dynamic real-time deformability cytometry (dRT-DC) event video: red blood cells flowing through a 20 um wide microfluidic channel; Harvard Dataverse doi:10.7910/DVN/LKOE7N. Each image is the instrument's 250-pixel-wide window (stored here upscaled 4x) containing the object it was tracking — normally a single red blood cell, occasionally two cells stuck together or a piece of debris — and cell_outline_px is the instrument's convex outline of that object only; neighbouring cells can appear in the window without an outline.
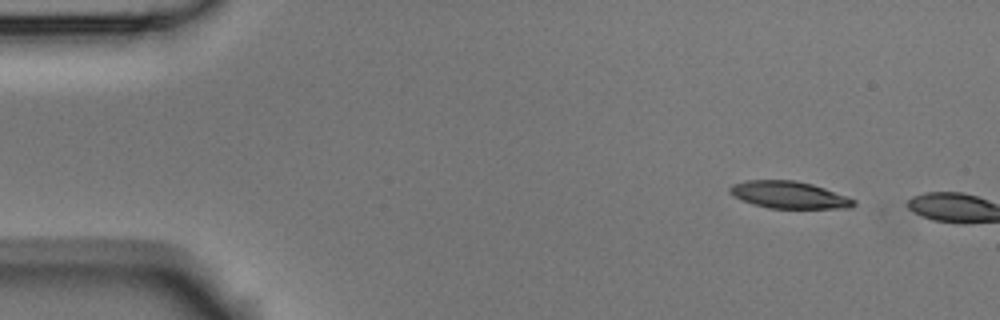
{"species": "Egyptian fruit bat (a non-hibernating species)", "species_latin": "Rousettus aegyptiacus", "temperature_condition": "room temperature", "stored_images_in_passage": 2, "camera_frame_rate_fps": 3000, "um_per_image_px": 0.085, "animal": {"sex": "male"}, "frame": {"image": 1, "passage_image": 1, "time_ms": 0.0, "image_size_px": [1000, 320], "cell_outline_px": [[856, 204], [852, 208], [768, 208], [752, 204], [732, 196], [728, 192], [728, 188], [732, 184], [744, 180], [796, 180], [812, 184], [848, 196], [856, 200]], "centroid_in_image_um": [67.04, 16.56], "position_along_channel_um": 18.0, "area_um2": 19.83}}